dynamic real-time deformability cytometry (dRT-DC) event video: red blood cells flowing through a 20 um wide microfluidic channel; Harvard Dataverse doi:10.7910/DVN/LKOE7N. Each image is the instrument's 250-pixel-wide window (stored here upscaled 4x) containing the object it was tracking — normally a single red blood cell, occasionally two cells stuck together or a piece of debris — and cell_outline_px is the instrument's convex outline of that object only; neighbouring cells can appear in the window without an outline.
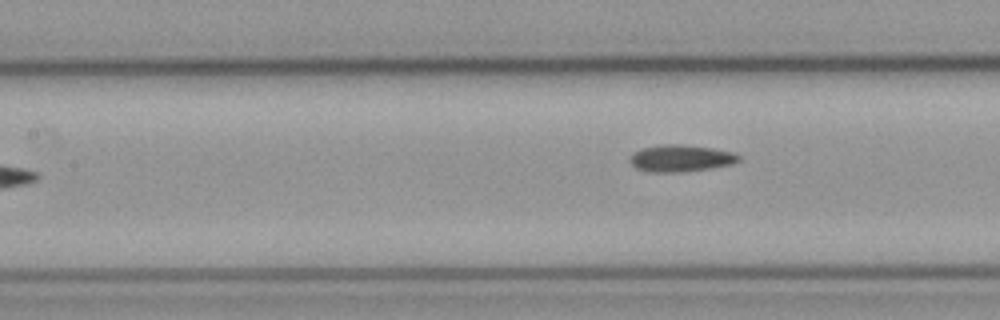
{"species": "common noctule bat (a hibernating species)", "species_latin": "Nyctalus noctula", "temperature_condition": "cold", "stored_images_in_passage": 9, "camera_frame_rate_fps": 3000, "um_per_image_px": 0.085, "animal": {"sex": "male", "body_mass_g": 23.1, "forearm_length_mm": 52.7}, "frame": {"image": 1, "passage_image": 9, "time_ms": 2.667, "image_size_px": [1000, 320], "cell_outline_px": [[740, 160], [732, 164], [708, 168], [680, 172], [648, 172], [636, 168], [628, 160], [632, 152], [644, 148], [664, 144], [680, 144], [712, 148], [732, 152], [740, 156]], "centroid_in_image_um": [57.83, 13.45], "position_along_channel_um": 149.6, "area_um2": 16.94}}